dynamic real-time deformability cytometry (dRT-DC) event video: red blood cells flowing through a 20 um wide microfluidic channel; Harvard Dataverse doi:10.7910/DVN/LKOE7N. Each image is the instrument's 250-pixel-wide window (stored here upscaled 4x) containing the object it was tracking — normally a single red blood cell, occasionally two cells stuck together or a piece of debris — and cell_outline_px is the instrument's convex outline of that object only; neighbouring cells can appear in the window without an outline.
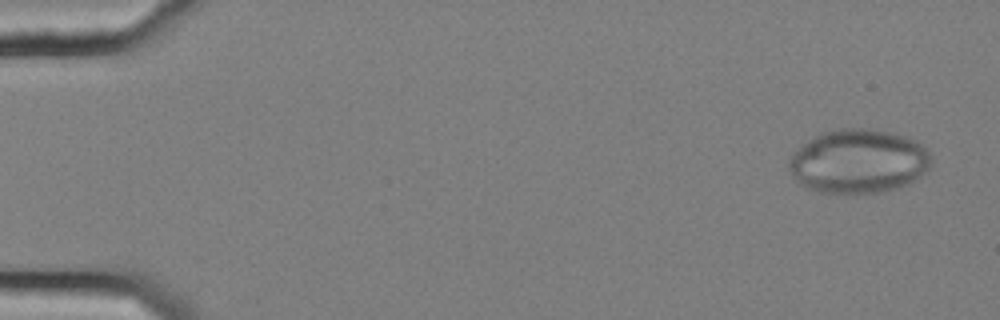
{"species": "common noctule bat (a hibernating species)", "species_latin": "Nyctalus noctula", "temperature_condition": "cold", "stored_images_in_passage": 14, "camera_frame_rate_fps": 3000, "um_per_image_px": 0.085, "animal": {"sex": "female", "body_mass_g": 25.1}, "frame": {"image": 1, "passage_image": 3, "time_ms": 0.667, "image_size_px": [1000, 320], "cell_outline_px": [[932, 164], [916, 180], [908, 184], [896, 188], [880, 192], [856, 196], [848, 196], [816, 192], [804, 188], [792, 176], [788, 168], [788, 160], [792, 152], [808, 140], [820, 132], [840, 128], [872, 128], [908, 136], [916, 140], [932, 156]], "centroid_in_image_um": [72.93, 13.74], "position_along_channel_um": 12.1, "area_um2": 54.56}}